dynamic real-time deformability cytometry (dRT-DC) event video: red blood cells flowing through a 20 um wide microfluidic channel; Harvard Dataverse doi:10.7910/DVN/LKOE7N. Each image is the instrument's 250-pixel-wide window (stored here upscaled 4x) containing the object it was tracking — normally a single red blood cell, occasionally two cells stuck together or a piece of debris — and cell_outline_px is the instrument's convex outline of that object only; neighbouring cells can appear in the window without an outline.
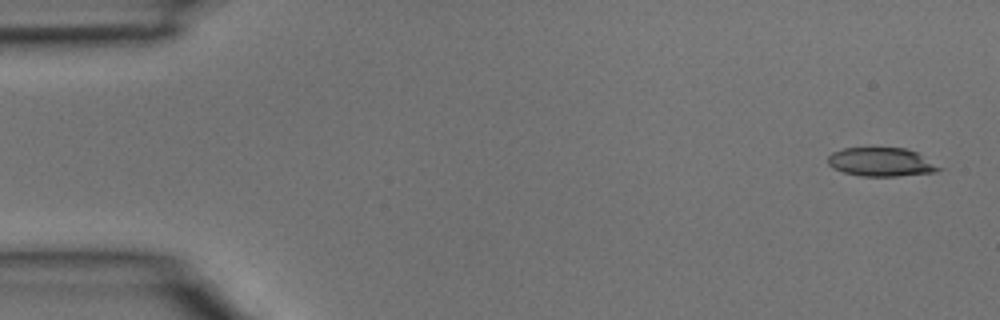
{"species": "common noctule bat (a hibernating species)", "species_latin": "Nyctalus noctula", "temperature_condition": "room temperature", "stored_images_in_passage": 3, "camera_frame_rate_fps": 3000, "um_per_image_px": 0.085, "animal": {"sex": "male", "body_mass_g": 15.6}, "frame": {"image": 1, "passage_image": 1, "time_ms": 0.0, "image_size_px": [1000, 320], "cell_outline_px": [[944, 168], [936, 172], [896, 176], [864, 176], [844, 172], [832, 168], [828, 164], [828, 156], [832, 152], [844, 148], [904, 148], [916, 152]], "centroid_in_image_um": [74.9, 13.77], "position_along_channel_um": 10.1, "area_um2": 18.5}}